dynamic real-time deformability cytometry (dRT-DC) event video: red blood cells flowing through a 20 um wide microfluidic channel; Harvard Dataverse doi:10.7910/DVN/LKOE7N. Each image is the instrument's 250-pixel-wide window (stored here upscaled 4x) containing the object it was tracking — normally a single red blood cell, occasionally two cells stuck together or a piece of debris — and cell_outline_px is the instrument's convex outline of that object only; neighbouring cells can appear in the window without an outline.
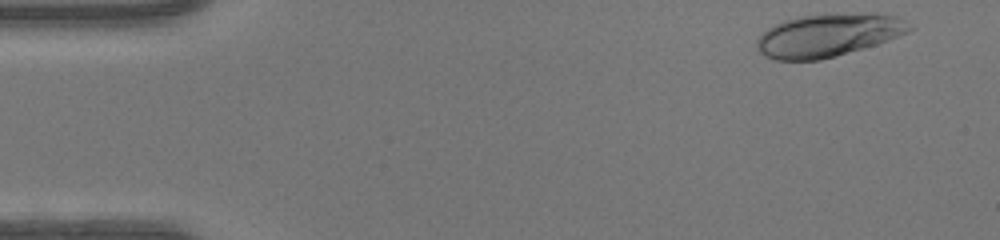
{"species": "human", "species_latin": "Homo sapiens", "temperature_condition": "warm", "stored_images_in_passage": 44, "camera_frame_rate_fps": 3000, "um_per_image_px": 0.085, "donor": {"sex": "female"}, "frame": {"image": 1, "passage_image": 1, "time_ms": 0.0, "image_size_px": [1000, 240], "cell_outline_px": [[916, 28], [908, 32], [888, 40], [876, 44], [836, 56], [820, 60], [776, 60], [764, 56], [756, 48], [756, 40], [768, 28], [784, 20], [804, 16], [860, 12], [872, 12], [896, 16], [904, 20]], "centroid_in_image_um": [70.43, 2.99], "position_along_channel_um": 14.6, "area_um2": 38.26}}
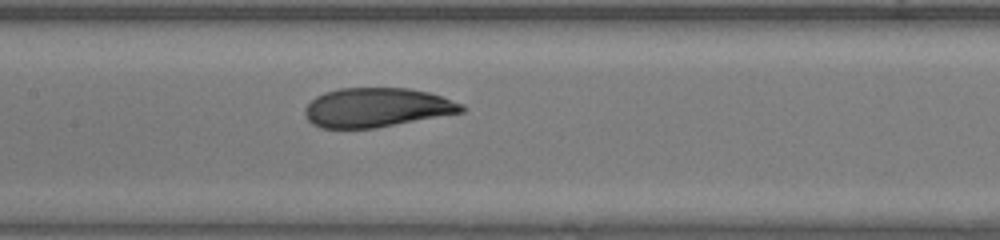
{"frame": {"image": 2, "passage_image": 20, "time_ms": 6.333, "image_size_px": [1000, 240], "cell_outline_px": [[468, 108], [464, 112], [376, 128], [320, 128], [312, 124], [308, 120], [304, 112], [304, 108], [316, 96], [324, 92], [340, 88], [408, 88], [428, 92], [464, 104]], "centroid_in_image_um": [32.04, 9.14], "position_along_channel_um": 175.4, "area_um2": 35.95}}
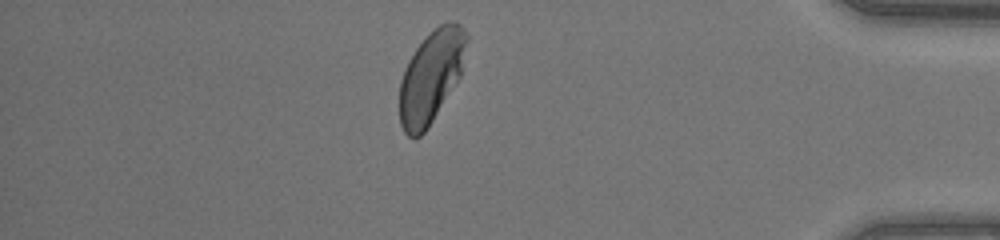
{"frame": {"image": 3, "passage_image": 38, "time_ms": 12.333, "image_size_px": [1000, 240], "cell_outline_px": [[468, 40], [460, 76], [428, 128], [420, 136], [408, 136], [404, 132], [400, 124], [400, 80], [404, 68], [408, 60], [416, 48], [440, 24], [456, 20], [464, 28], [468, 36]], "centroid_in_image_um": [36.65, 6.5], "position_along_channel_um": 398.6, "area_um2": 35.72}, "authors_computed_cell_mechanics": {"area_um2": 36.5296, "velocity_mm_per_s": 4.3934, "shape_relaxation_time_tau1_ms": 4.9657, "shape_relaxation_time_tau2_ms": null, "deformation_change_tau1": 0.1745, "deformation_change_tau2": null}}